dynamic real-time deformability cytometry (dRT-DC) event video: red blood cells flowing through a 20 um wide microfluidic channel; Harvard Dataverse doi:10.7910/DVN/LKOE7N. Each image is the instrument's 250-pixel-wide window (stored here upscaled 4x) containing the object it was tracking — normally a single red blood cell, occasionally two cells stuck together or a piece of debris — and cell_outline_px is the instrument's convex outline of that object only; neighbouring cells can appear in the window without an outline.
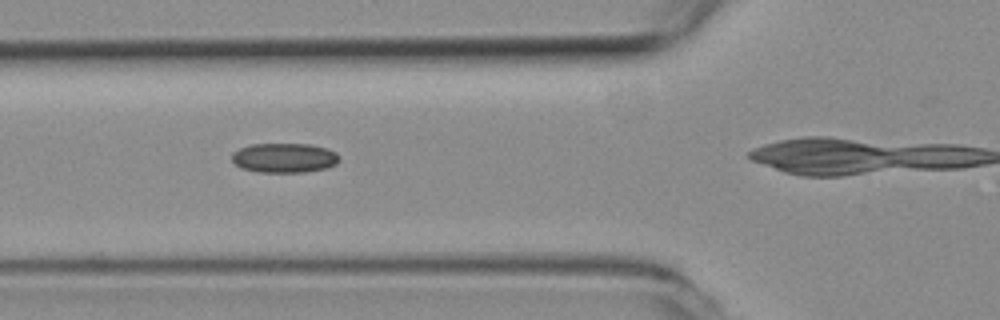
{"species": "common noctule bat (a hibernating species)", "species_latin": "Nyctalus noctula", "temperature_condition": "room temperature", "stored_images_in_passage": 38, "camera_frame_rate_fps": 3000, "um_per_image_px": 0.085, "animal": {"sex": "female", "body_mass_g": 19.3, "forearm_length_mm": 54.1}, "frame": {"image": 1, "passage_image": 14, "time_ms": 4.333, "image_size_px": [1000, 320], "cell_outline_px": [[340, 160], [336, 164], [324, 168], [304, 172], [256, 172], [240, 168], [232, 160], [232, 152], [240, 148], [252, 144], [308, 144], [328, 148], [336, 152], [340, 156]], "centroid_in_image_um": [24.17, 13.41], "position_along_channel_um": 101.6, "area_um2": 18.61}}
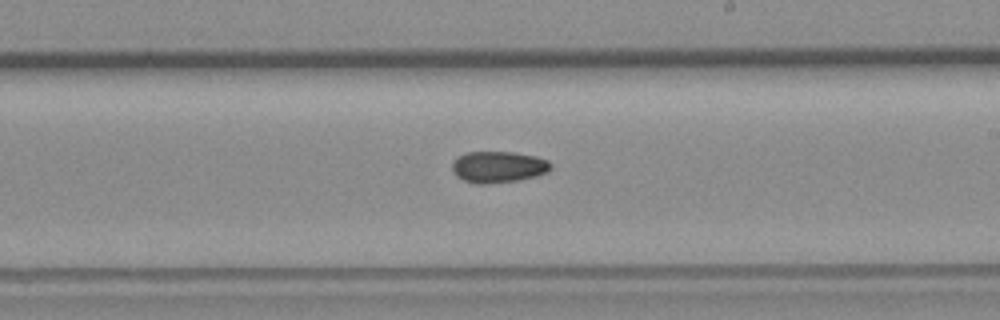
{"frame": {"image": 2, "passage_image": 26, "time_ms": 8.333, "image_size_px": [1000, 320], "cell_outline_px": [[552, 168], [548, 172], [536, 176], [516, 180], [488, 184], [476, 184], [464, 180], [456, 176], [452, 172], [452, 160], [456, 156], [468, 152], [512, 152], [536, 156], [548, 160], [552, 164]], "centroid_in_image_um": [42.33, 14.18], "position_along_channel_um": 246.7, "area_um2": 18.26}}
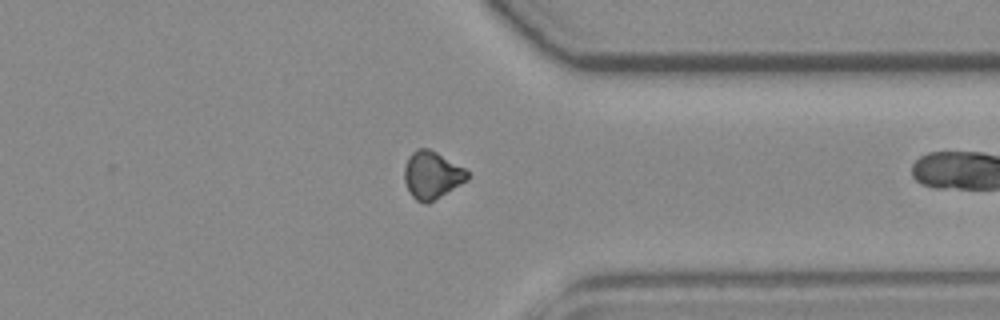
{"frame": {"image": 3, "passage_image": 37, "time_ms": 12.0, "image_size_px": [1000, 320], "cell_outline_px": [[468, 180], [428, 204], [424, 204], [416, 200], [412, 196], [404, 180], [404, 168], [408, 156], [416, 148], [428, 148], [436, 152], [464, 168], [468, 172]], "centroid_in_image_um": [36.7, 14.89], "position_along_channel_um": 374.7, "area_um2": 17.4}}